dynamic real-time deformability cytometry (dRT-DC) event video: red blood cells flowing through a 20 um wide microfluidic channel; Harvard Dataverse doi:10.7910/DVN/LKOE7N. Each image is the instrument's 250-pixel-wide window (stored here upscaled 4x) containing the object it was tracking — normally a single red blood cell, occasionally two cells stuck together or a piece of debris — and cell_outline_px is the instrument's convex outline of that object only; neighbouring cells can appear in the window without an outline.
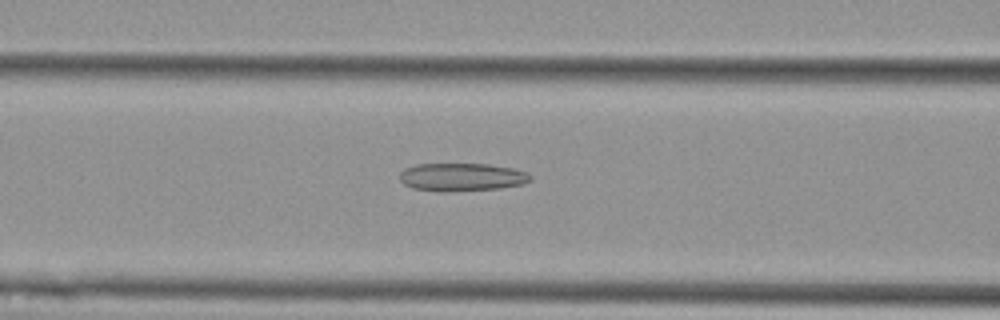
{"species": "Egyptian fruit bat (a non-hibernating species)", "species_latin": "Rousettus aegyptiacus", "temperature_condition": "cold", "stored_images_in_passage": 53, "camera_frame_rate_fps": 3000, "um_per_image_px": 0.085, "animal": {"sex": "female"}, "frame": {"image": 1, "passage_image": 21, "time_ms": 6.667, "image_size_px": [1000, 320], "cell_outline_px": [[532, 180], [524, 184], [500, 188], [444, 192], [440, 192], [412, 188], [404, 184], [400, 180], [400, 172], [404, 168], [416, 164], [488, 164], [512, 168], [528, 172], [532, 176]], "centroid_in_image_um": [39.26, 15.05], "position_along_channel_um": 127.3, "area_um2": 21.56}}
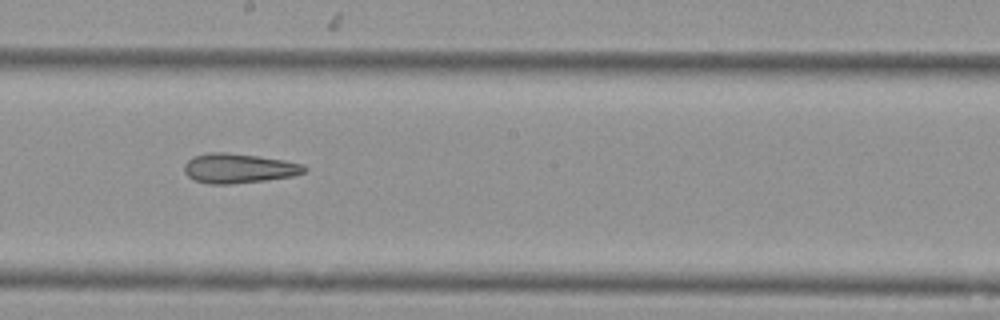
{"frame": {"image": 2, "passage_image": 29, "time_ms": 9.333, "image_size_px": [1000, 320], "cell_outline_px": [[308, 168], [304, 172], [292, 176], [264, 180], [232, 184], [208, 184], [196, 180], [188, 176], [184, 172], [184, 164], [192, 156], [208, 152], [224, 152], [256, 156], [284, 160], [304, 164]], "centroid_in_image_um": [20.27, 14.3], "position_along_channel_um": 227.9, "area_um2": 20.69}}
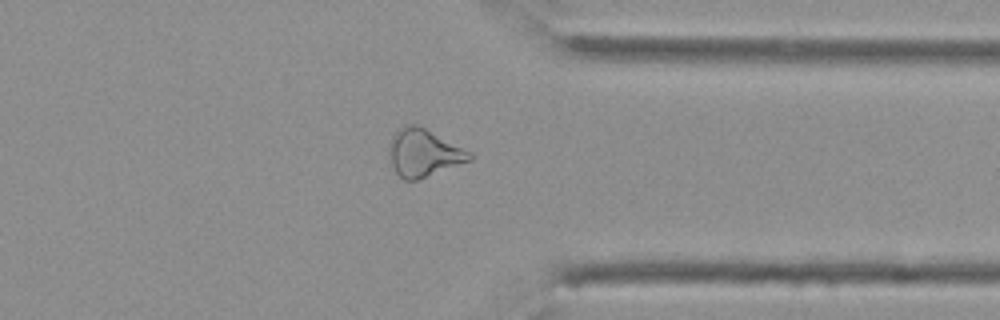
{"frame": {"image": 3, "passage_image": 41, "time_ms": 13.333, "image_size_px": [1000, 320], "cell_outline_px": [[472, 160], [416, 180], [404, 180], [396, 172], [392, 164], [388, 148], [392, 136], [400, 128], [408, 124], [420, 124], [472, 152]], "centroid_in_image_um": [36.03, 12.96], "position_along_channel_um": 375.4, "area_um2": 22.31}, "authors_computed_cell_mechanics": {"area_um2": 23.7558, "velocity_mm_per_s": 3.784, "shape_relaxation_time_tau1_ms": null, "shape_relaxation_time_tau2_ms": 8.8908, "deformation_change_tau1": null, "deformation_change_tau2": 0.2336}}